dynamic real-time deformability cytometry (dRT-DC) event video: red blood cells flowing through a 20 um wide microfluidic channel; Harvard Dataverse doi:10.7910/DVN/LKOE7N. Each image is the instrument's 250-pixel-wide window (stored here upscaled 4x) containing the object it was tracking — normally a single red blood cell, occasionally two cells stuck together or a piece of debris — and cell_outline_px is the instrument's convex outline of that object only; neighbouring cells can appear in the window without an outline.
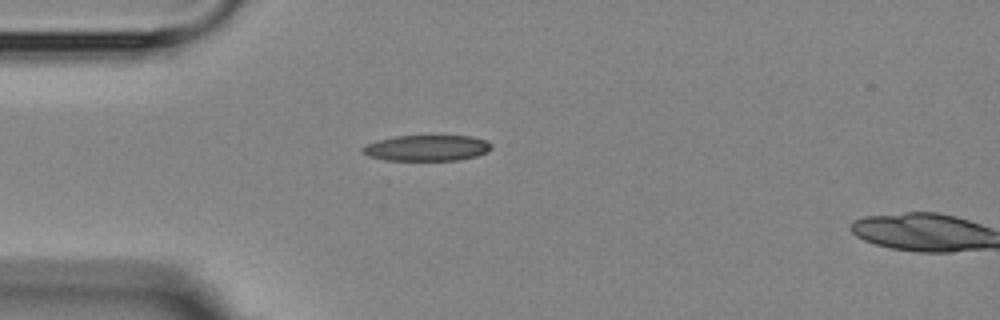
{"species": "Egyptian fruit bat (a non-hibernating species)", "species_latin": "Rousettus aegyptiacus", "temperature_condition": "room temperature", "stored_images_in_passage": 2, "camera_frame_rate_fps": 3000, "um_per_image_px": 0.085, "animal": {"sex": "female"}, "frame": {"image": 1, "passage_image": 1, "time_ms": 0.0, "image_size_px": [1000, 320], "cell_outline_px": [[492, 148], [488, 152], [476, 156], [460, 160], [384, 160], [368, 156], [360, 152], [360, 148], [376, 140], [396, 136], [472, 136], [488, 140], [492, 144]], "centroid_in_image_um": [36.29, 12.58], "position_along_channel_um": 48.7, "area_um2": 19.65}}